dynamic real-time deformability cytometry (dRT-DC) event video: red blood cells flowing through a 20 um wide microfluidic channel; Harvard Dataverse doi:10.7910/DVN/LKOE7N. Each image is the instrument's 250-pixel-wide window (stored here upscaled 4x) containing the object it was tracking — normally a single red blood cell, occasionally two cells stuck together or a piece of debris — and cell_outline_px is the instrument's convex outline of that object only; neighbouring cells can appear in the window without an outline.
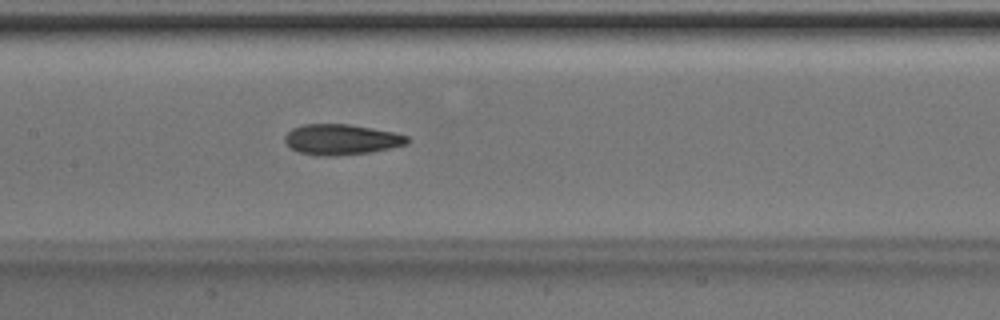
{"species": "Egyptian fruit bat (a non-hibernating species)", "species_latin": "Rousettus aegyptiacus", "temperature_condition": "room temperature", "stored_images_in_passage": 45, "camera_frame_rate_fps": 3000, "um_per_image_px": 0.085, "animal": {"sex": "male"}, "frame": {"image": 1, "passage_image": 22, "time_ms": 7.0, "image_size_px": [1000, 320], "cell_outline_px": [[408, 144], [372, 152], [336, 156], [320, 156], [296, 152], [284, 140], [284, 136], [292, 128], [304, 124], [348, 124], [372, 128], [392, 132], [408, 136]], "centroid_in_image_um": [29.0, 11.86], "position_along_channel_um": 178.4, "area_um2": 21.85}}
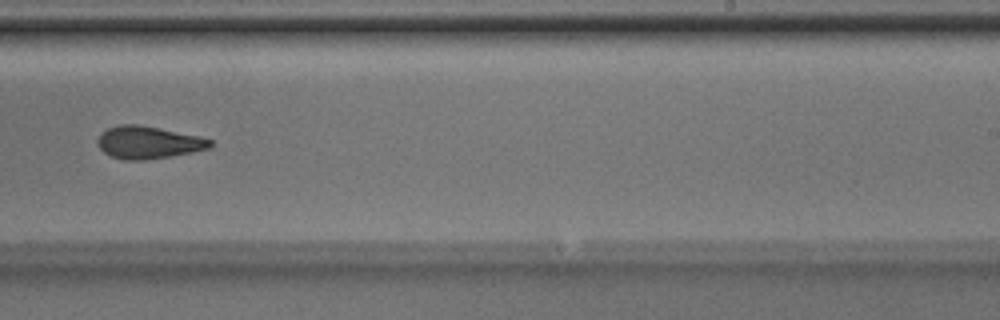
{"frame": {"image": 2, "passage_image": 29, "time_ms": 9.333, "image_size_px": [1000, 320], "cell_outline_px": [[212, 144], [208, 148], [192, 152], [144, 160], [124, 160], [112, 156], [104, 152], [100, 148], [96, 140], [100, 132], [116, 124], [136, 124], [200, 136], [212, 140]], "centroid_in_image_um": [12.55, 12.1], "position_along_channel_um": 276.4, "area_um2": 21.15}}
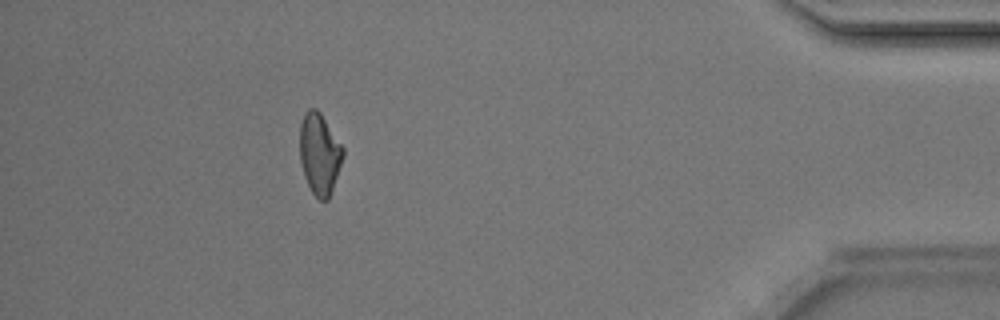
{"frame": {"image": 3, "passage_image": 42, "time_ms": 13.667, "image_size_px": [1000, 320], "cell_outline_px": [[344, 156], [328, 200], [320, 200], [312, 192], [304, 176], [300, 160], [300, 124], [304, 112], [308, 108], [316, 108], [320, 112], [344, 148]], "centroid_in_image_um": [27.15, 13.05], "position_along_channel_um": 408.0, "area_um2": 20.4}, "authors_computed_cell_mechanics": {"area_um2": 21.1548, "velocity_mm_per_s": 4.2191, "shape_relaxation_time_tau1_ms": 6.6842, "shape_relaxation_time_tau2_ms": 2.3211, "deformation_change_tau1": 0.1705, "deformation_change_tau2": 0.0881}}